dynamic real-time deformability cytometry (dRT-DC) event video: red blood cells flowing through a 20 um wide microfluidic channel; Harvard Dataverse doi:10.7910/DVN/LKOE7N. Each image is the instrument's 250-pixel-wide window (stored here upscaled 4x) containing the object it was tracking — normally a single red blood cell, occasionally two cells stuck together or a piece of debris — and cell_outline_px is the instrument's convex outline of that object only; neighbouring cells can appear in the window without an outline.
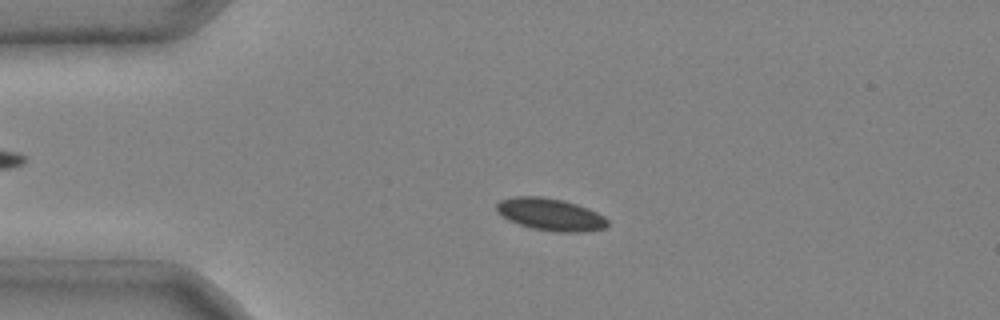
{"species": "common noctule bat (a hibernating species)", "species_latin": "Nyctalus noctula", "temperature_condition": "cold", "stored_images_in_passage": 3, "camera_frame_rate_fps": 3000, "um_per_image_px": 0.085, "animal": {"sex": "male", "body_mass_g": 20.4}, "frame": {"image": 1, "passage_image": 2, "time_ms": 0.333, "image_size_px": [1000, 320], "cell_outline_px": [[608, 228], [584, 232], [556, 232], [532, 228], [508, 220], [496, 212], [496, 204], [500, 200], [512, 196], [540, 196], [564, 200], [588, 208], [604, 216], [608, 220]], "centroid_in_image_um": [46.79, 18.22], "position_along_channel_um": 38.2, "area_um2": 21.1}}